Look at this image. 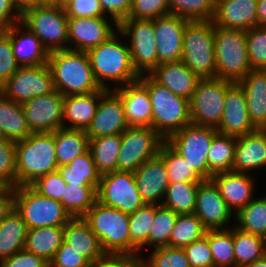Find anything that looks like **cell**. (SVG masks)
<instances>
[{"instance_id": "obj_36", "label": "cell", "mask_w": 266, "mask_h": 267, "mask_svg": "<svg viewBox=\"0 0 266 267\" xmlns=\"http://www.w3.org/2000/svg\"><path fill=\"white\" fill-rule=\"evenodd\" d=\"M57 171L68 184L79 186L92 185L96 190L98 188L101 175L96 169L89 149L82 155L74 158L67 165L59 166Z\"/></svg>"}, {"instance_id": "obj_34", "label": "cell", "mask_w": 266, "mask_h": 267, "mask_svg": "<svg viewBox=\"0 0 266 267\" xmlns=\"http://www.w3.org/2000/svg\"><path fill=\"white\" fill-rule=\"evenodd\" d=\"M63 238L64 226L28 229L24 249L50 263L62 245Z\"/></svg>"}, {"instance_id": "obj_27", "label": "cell", "mask_w": 266, "mask_h": 267, "mask_svg": "<svg viewBox=\"0 0 266 267\" xmlns=\"http://www.w3.org/2000/svg\"><path fill=\"white\" fill-rule=\"evenodd\" d=\"M258 0H226L215 6L212 22L225 29L249 30L257 26Z\"/></svg>"}, {"instance_id": "obj_20", "label": "cell", "mask_w": 266, "mask_h": 267, "mask_svg": "<svg viewBox=\"0 0 266 267\" xmlns=\"http://www.w3.org/2000/svg\"><path fill=\"white\" fill-rule=\"evenodd\" d=\"M106 18L68 17V43L74 45L69 49L87 52L111 37L118 27H112Z\"/></svg>"}, {"instance_id": "obj_10", "label": "cell", "mask_w": 266, "mask_h": 267, "mask_svg": "<svg viewBox=\"0 0 266 267\" xmlns=\"http://www.w3.org/2000/svg\"><path fill=\"white\" fill-rule=\"evenodd\" d=\"M216 133L215 128L190 123L170 135L165 142L188 161L203 180H208L207 155L212 138Z\"/></svg>"}, {"instance_id": "obj_52", "label": "cell", "mask_w": 266, "mask_h": 267, "mask_svg": "<svg viewBox=\"0 0 266 267\" xmlns=\"http://www.w3.org/2000/svg\"><path fill=\"white\" fill-rule=\"evenodd\" d=\"M170 14L168 0H132L127 18L156 19Z\"/></svg>"}, {"instance_id": "obj_37", "label": "cell", "mask_w": 266, "mask_h": 267, "mask_svg": "<svg viewBox=\"0 0 266 267\" xmlns=\"http://www.w3.org/2000/svg\"><path fill=\"white\" fill-rule=\"evenodd\" d=\"M122 143V134L89 139V150L100 175L117 171V159Z\"/></svg>"}, {"instance_id": "obj_63", "label": "cell", "mask_w": 266, "mask_h": 267, "mask_svg": "<svg viewBox=\"0 0 266 267\" xmlns=\"http://www.w3.org/2000/svg\"><path fill=\"white\" fill-rule=\"evenodd\" d=\"M14 7L20 15L31 8L40 6V0H13Z\"/></svg>"}, {"instance_id": "obj_4", "label": "cell", "mask_w": 266, "mask_h": 267, "mask_svg": "<svg viewBox=\"0 0 266 267\" xmlns=\"http://www.w3.org/2000/svg\"><path fill=\"white\" fill-rule=\"evenodd\" d=\"M148 90L152 105V128L165 140L191 123L189 100L177 96L148 74L138 79Z\"/></svg>"}, {"instance_id": "obj_46", "label": "cell", "mask_w": 266, "mask_h": 267, "mask_svg": "<svg viewBox=\"0 0 266 267\" xmlns=\"http://www.w3.org/2000/svg\"><path fill=\"white\" fill-rule=\"evenodd\" d=\"M158 155L163 159L169 183L203 181L182 156L174 151L166 142L159 150Z\"/></svg>"}, {"instance_id": "obj_18", "label": "cell", "mask_w": 266, "mask_h": 267, "mask_svg": "<svg viewBox=\"0 0 266 267\" xmlns=\"http://www.w3.org/2000/svg\"><path fill=\"white\" fill-rule=\"evenodd\" d=\"M113 88L100 97L95 116L86 130L89 139L122 134L129 127L121 97Z\"/></svg>"}, {"instance_id": "obj_55", "label": "cell", "mask_w": 266, "mask_h": 267, "mask_svg": "<svg viewBox=\"0 0 266 267\" xmlns=\"http://www.w3.org/2000/svg\"><path fill=\"white\" fill-rule=\"evenodd\" d=\"M10 38L4 34L0 38V87L19 69Z\"/></svg>"}, {"instance_id": "obj_45", "label": "cell", "mask_w": 266, "mask_h": 267, "mask_svg": "<svg viewBox=\"0 0 266 267\" xmlns=\"http://www.w3.org/2000/svg\"><path fill=\"white\" fill-rule=\"evenodd\" d=\"M209 247L214 267H236L233 243V227L230 229L207 230Z\"/></svg>"}, {"instance_id": "obj_50", "label": "cell", "mask_w": 266, "mask_h": 267, "mask_svg": "<svg viewBox=\"0 0 266 267\" xmlns=\"http://www.w3.org/2000/svg\"><path fill=\"white\" fill-rule=\"evenodd\" d=\"M143 267H190L183 248L158 247L144 260Z\"/></svg>"}, {"instance_id": "obj_44", "label": "cell", "mask_w": 266, "mask_h": 267, "mask_svg": "<svg viewBox=\"0 0 266 267\" xmlns=\"http://www.w3.org/2000/svg\"><path fill=\"white\" fill-rule=\"evenodd\" d=\"M207 229L194 213L178 214L171 231L169 247L183 248L205 236Z\"/></svg>"}, {"instance_id": "obj_19", "label": "cell", "mask_w": 266, "mask_h": 267, "mask_svg": "<svg viewBox=\"0 0 266 267\" xmlns=\"http://www.w3.org/2000/svg\"><path fill=\"white\" fill-rule=\"evenodd\" d=\"M188 22L189 20L174 14L153 19L157 43V66L162 63L181 61L183 35Z\"/></svg>"}, {"instance_id": "obj_69", "label": "cell", "mask_w": 266, "mask_h": 267, "mask_svg": "<svg viewBox=\"0 0 266 267\" xmlns=\"http://www.w3.org/2000/svg\"><path fill=\"white\" fill-rule=\"evenodd\" d=\"M226 0H213L214 5L216 6L218 3H221Z\"/></svg>"}, {"instance_id": "obj_23", "label": "cell", "mask_w": 266, "mask_h": 267, "mask_svg": "<svg viewBox=\"0 0 266 267\" xmlns=\"http://www.w3.org/2000/svg\"><path fill=\"white\" fill-rule=\"evenodd\" d=\"M114 90L121 97L129 127H152V105L148 90L139 80Z\"/></svg>"}, {"instance_id": "obj_48", "label": "cell", "mask_w": 266, "mask_h": 267, "mask_svg": "<svg viewBox=\"0 0 266 267\" xmlns=\"http://www.w3.org/2000/svg\"><path fill=\"white\" fill-rule=\"evenodd\" d=\"M170 14L189 21H212L215 13L213 0H168Z\"/></svg>"}, {"instance_id": "obj_14", "label": "cell", "mask_w": 266, "mask_h": 267, "mask_svg": "<svg viewBox=\"0 0 266 267\" xmlns=\"http://www.w3.org/2000/svg\"><path fill=\"white\" fill-rule=\"evenodd\" d=\"M96 194L98 202L126 214L134 213L145 204L132 172L114 171L101 175Z\"/></svg>"}, {"instance_id": "obj_70", "label": "cell", "mask_w": 266, "mask_h": 267, "mask_svg": "<svg viewBox=\"0 0 266 267\" xmlns=\"http://www.w3.org/2000/svg\"><path fill=\"white\" fill-rule=\"evenodd\" d=\"M2 139H4V138H3V136H2V134H1V132H0V140H2Z\"/></svg>"}, {"instance_id": "obj_57", "label": "cell", "mask_w": 266, "mask_h": 267, "mask_svg": "<svg viewBox=\"0 0 266 267\" xmlns=\"http://www.w3.org/2000/svg\"><path fill=\"white\" fill-rule=\"evenodd\" d=\"M142 257L139 254H105L89 262L88 267H143Z\"/></svg>"}, {"instance_id": "obj_49", "label": "cell", "mask_w": 266, "mask_h": 267, "mask_svg": "<svg viewBox=\"0 0 266 267\" xmlns=\"http://www.w3.org/2000/svg\"><path fill=\"white\" fill-rule=\"evenodd\" d=\"M246 41L251 68L266 70V26L247 30Z\"/></svg>"}, {"instance_id": "obj_40", "label": "cell", "mask_w": 266, "mask_h": 267, "mask_svg": "<svg viewBox=\"0 0 266 267\" xmlns=\"http://www.w3.org/2000/svg\"><path fill=\"white\" fill-rule=\"evenodd\" d=\"M200 182L169 183L161 205L177 214L194 213L196 193Z\"/></svg>"}, {"instance_id": "obj_62", "label": "cell", "mask_w": 266, "mask_h": 267, "mask_svg": "<svg viewBox=\"0 0 266 267\" xmlns=\"http://www.w3.org/2000/svg\"><path fill=\"white\" fill-rule=\"evenodd\" d=\"M14 208V189L0 186V221Z\"/></svg>"}, {"instance_id": "obj_1", "label": "cell", "mask_w": 266, "mask_h": 267, "mask_svg": "<svg viewBox=\"0 0 266 267\" xmlns=\"http://www.w3.org/2000/svg\"><path fill=\"white\" fill-rule=\"evenodd\" d=\"M117 32L86 52L97 83L107 90L111 88L108 81L115 82L117 88L140 78L133 67L129 47L119 40Z\"/></svg>"}, {"instance_id": "obj_29", "label": "cell", "mask_w": 266, "mask_h": 267, "mask_svg": "<svg viewBox=\"0 0 266 267\" xmlns=\"http://www.w3.org/2000/svg\"><path fill=\"white\" fill-rule=\"evenodd\" d=\"M238 84L244 90L251 122L257 129H266V70L251 69Z\"/></svg>"}, {"instance_id": "obj_67", "label": "cell", "mask_w": 266, "mask_h": 267, "mask_svg": "<svg viewBox=\"0 0 266 267\" xmlns=\"http://www.w3.org/2000/svg\"><path fill=\"white\" fill-rule=\"evenodd\" d=\"M73 0H59V7L65 8L69 3H71Z\"/></svg>"}, {"instance_id": "obj_7", "label": "cell", "mask_w": 266, "mask_h": 267, "mask_svg": "<svg viewBox=\"0 0 266 267\" xmlns=\"http://www.w3.org/2000/svg\"><path fill=\"white\" fill-rule=\"evenodd\" d=\"M216 78L238 83L252 69L246 31L215 26Z\"/></svg>"}, {"instance_id": "obj_39", "label": "cell", "mask_w": 266, "mask_h": 267, "mask_svg": "<svg viewBox=\"0 0 266 267\" xmlns=\"http://www.w3.org/2000/svg\"><path fill=\"white\" fill-rule=\"evenodd\" d=\"M236 267L253 263L266 255V239L233 227Z\"/></svg>"}, {"instance_id": "obj_56", "label": "cell", "mask_w": 266, "mask_h": 267, "mask_svg": "<svg viewBox=\"0 0 266 267\" xmlns=\"http://www.w3.org/2000/svg\"><path fill=\"white\" fill-rule=\"evenodd\" d=\"M89 261L64 241L49 263V267H88Z\"/></svg>"}, {"instance_id": "obj_12", "label": "cell", "mask_w": 266, "mask_h": 267, "mask_svg": "<svg viewBox=\"0 0 266 267\" xmlns=\"http://www.w3.org/2000/svg\"><path fill=\"white\" fill-rule=\"evenodd\" d=\"M120 37L130 38L128 45L134 69L139 75L157 67V43L153 19L126 18L118 24Z\"/></svg>"}, {"instance_id": "obj_5", "label": "cell", "mask_w": 266, "mask_h": 267, "mask_svg": "<svg viewBox=\"0 0 266 267\" xmlns=\"http://www.w3.org/2000/svg\"><path fill=\"white\" fill-rule=\"evenodd\" d=\"M212 21H189L183 35L181 61L200 79L216 78Z\"/></svg>"}, {"instance_id": "obj_13", "label": "cell", "mask_w": 266, "mask_h": 267, "mask_svg": "<svg viewBox=\"0 0 266 267\" xmlns=\"http://www.w3.org/2000/svg\"><path fill=\"white\" fill-rule=\"evenodd\" d=\"M164 142L152 127H128L122 133L117 171L134 173L146 160L158 155Z\"/></svg>"}, {"instance_id": "obj_53", "label": "cell", "mask_w": 266, "mask_h": 267, "mask_svg": "<svg viewBox=\"0 0 266 267\" xmlns=\"http://www.w3.org/2000/svg\"><path fill=\"white\" fill-rule=\"evenodd\" d=\"M66 184L60 173L54 171L37 178L30 186L45 197L61 201Z\"/></svg>"}, {"instance_id": "obj_33", "label": "cell", "mask_w": 266, "mask_h": 267, "mask_svg": "<svg viewBox=\"0 0 266 267\" xmlns=\"http://www.w3.org/2000/svg\"><path fill=\"white\" fill-rule=\"evenodd\" d=\"M0 132L4 139L23 140L32 132L21 104L8 99L0 92Z\"/></svg>"}, {"instance_id": "obj_17", "label": "cell", "mask_w": 266, "mask_h": 267, "mask_svg": "<svg viewBox=\"0 0 266 267\" xmlns=\"http://www.w3.org/2000/svg\"><path fill=\"white\" fill-rule=\"evenodd\" d=\"M194 214L207 230L231 228L227 224L235 215L211 179L201 181L198 186Z\"/></svg>"}, {"instance_id": "obj_26", "label": "cell", "mask_w": 266, "mask_h": 267, "mask_svg": "<svg viewBox=\"0 0 266 267\" xmlns=\"http://www.w3.org/2000/svg\"><path fill=\"white\" fill-rule=\"evenodd\" d=\"M263 167H266V129L238 137L232 171L248 174Z\"/></svg>"}, {"instance_id": "obj_68", "label": "cell", "mask_w": 266, "mask_h": 267, "mask_svg": "<svg viewBox=\"0 0 266 267\" xmlns=\"http://www.w3.org/2000/svg\"><path fill=\"white\" fill-rule=\"evenodd\" d=\"M7 27L0 24V38L6 33Z\"/></svg>"}, {"instance_id": "obj_22", "label": "cell", "mask_w": 266, "mask_h": 267, "mask_svg": "<svg viewBox=\"0 0 266 267\" xmlns=\"http://www.w3.org/2000/svg\"><path fill=\"white\" fill-rule=\"evenodd\" d=\"M134 177L143 202L145 204L161 205L169 185L163 159L157 155L146 160L134 172Z\"/></svg>"}, {"instance_id": "obj_35", "label": "cell", "mask_w": 266, "mask_h": 267, "mask_svg": "<svg viewBox=\"0 0 266 267\" xmlns=\"http://www.w3.org/2000/svg\"><path fill=\"white\" fill-rule=\"evenodd\" d=\"M54 142L58 167L67 165L89 149V138L82 129H58L54 131Z\"/></svg>"}, {"instance_id": "obj_15", "label": "cell", "mask_w": 266, "mask_h": 267, "mask_svg": "<svg viewBox=\"0 0 266 267\" xmlns=\"http://www.w3.org/2000/svg\"><path fill=\"white\" fill-rule=\"evenodd\" d=\"M53 91L55 87L48 64L20 66L0 87V92L5 97L19 104Z\"/></svg>"}, {"instance_id": "obj_59", "label": "cell", "mask_w": 266, "mask_h": 267, "mask_svg": "<svg viewBox=\"0 0 266 267\" xmlns=\"http://www.w3.org/2000/svg\"><path fill=\"white\" fill-rule=\"evenodd\" d=\"M0 267H49V263L24 249L4 259Z\"/></svg>"}, {"instance_id": "obj_31", "label": "cell", "mask_w": 266, "mask_h": 267, "mask_svg": "<svg viewBox=\"0 0 266 267\" xmlns=\"http://www.w3.org/2000/svg\"><path fill=\"white\" fill-rule=\"evenodd\" d=\"M63 241L80 252L89 262L102 258V250L97 236L83 218H72L64 226Z\"/></svg>"}, {"instance_id": "obj_66", "label": "cell", "mask_w": 266, "mask_h": 267, "mask_svg": "<svg viewBox=\"0 0 266 267\" xmlns=\"http://www.w3.org/2000/svg\"><path fill=\"white\" fill-rule=\"evenodd\" d=\"M40 5H57V6H59V0H40Z\"/></svg>"}, {"instance_id": "obj_2", "label": "cell", "mask_w": 266, "mask_h": 267, "mask_svg": "<svg viewBox=\"0 0 266 267\" xmlns=\"http://www.w3.org/2000/svg\"><path fill=\"white\" fill-rule=\"evenodd\" d=\"M47 64L55 90L63 96L85 95L102 89L94 77L86 52L55 51L49 53Z\"/></svg>"}, {"instance_id": "obj_60", "label": "cell", "mask_w": 266, "mask_h": 267, "mask_svg": "<svg viewBox=\"0 0 266 267\" xmlns=\"http://www.w3.org/2000/svg\"><path fill=\"white\" fill-rule=\"evenodd\" d=\"M102 12L108 13L113 21V25L118 24L126 19L132 7V0H99Z\"/></svg>"}, {"instance_id": "obj_64", "label": "cell", "mask_w": 266, "mask_h": 267, "mask_svg": "<svg viewBox=\"0 0 266 267\" xmlns=\"http://www.w3.org/2000/svg\"><path fill=\"white\" fill-rule=\"evenodd\" d=\"M257 26H266V0L257 1Z\"/></svg>"}, {"instance_id": "obj_6", "label": "cell", "mask_w": 266, "mask_h": 267, "mask_svg": "<svg viewBox=\"0 0 266 267\" xmlns=\"http://www.w3.org/2000/svg\"><path fill=\"white\" fill-rule=\"evenodd\" d=\"M83 219L106 254H130L129 214L96 200Z\"/></svg>"}, {"instance_id": "obj_25", "label": "cell", "mask_w": 266, "mask_h": 267, "mask_svg": "<svg viewBox=\"0 0 266 267\" xmlns=\"http://www.w3.org/2000/svg\"><path fill=\"white\" fill-rule=\"evenodd\" d=\"M228 207L236 214L254 199V179L250 174L228 171L211 177Z\"/></svg>"}, {"instance_id": "obj_47", "label": "cell", "mask_w": 266, "mask_h": 267, "mask_svg": "<svg viewBox=\"0 0 266 267\" xmlns=\"http://www.w3.org/2000/svg\"><path fill=\"white\" fill-rule=\"evenodd\" d=\"M178 214L162 205H156V211L150 228L148 241L144 244L153 248L169 247L171 231L176 224Z\"/></svg>"}, {"instance_id": "obj_11", "label": "cell", "mask_w": 266, "mask_h": 267, "mask_svg": "<svg viewBox=\"0 0 266 267\" xmlns=\"http://www.w3.org/2000/svg\"><path fill=\"white\" fill-rule=\"evenodd\" d=\"M233 84L218 78L201 79L189 99L191 123L216 129L223 115L226 92Z\"/></svg>"}, {"instance_id": "obj_21", "label": "cell", "mask_w": 266, "mask_h": 267, "mask_svg": "<svg viewBox=\"0 0 266 267\" xmlns=\"http://www.w3.org/2000/svg\"><path fill=\"white\" fill-rule=\"evenodd\" d=\"M216 130L236 138L257 130L248 113L244 90L238 83H234L226 92L223 115Z\"/></svg>"}, {"instance_id": "obj_3", "label": "cell", "mask_w": 266, "mask_h": 267, "mask_svg": "<svg viewBox=\"0 0 266 267\" xmlns=\"http://www.w3.org/2000/svg\"><path fill=\"white\" fill-rule=\"evenodd\" d=\"M54 132L31 133L16 141V187L57 171Z\"/></svg>"}, {"instance_id": "obj_51", "label": "cell", "mask_w": 266, "mask_h": 267, "mask_svg": "<svg viewBox=\"0 0 266 267\" xmlns=\"http://www.w3.org/2000/svg\"><path fill=\"white\" fill-rule=\"evenodd\" d=\"M0 186L16 187V142L0 140Z\"/></svg>"}, {"instance_id": "obj_30", "label": "cell", "mask_w": 266, "mask_h": 267, "mask_svg": "<svg viewBox=\"0 0 266 267\" xmlns=\"http://www.w3.org/2000/svg\"><path fill=\"white\" fill-rule=\"evenodd\" d=\"M106 90L102 88L90 94L65 96L63 127L87 130L95 116L100 97ZM65 123H70V125L67 126Z\"/></svg>"}, {"instance_id": "obj_8", "label": "cell", "mask_w": 266, "mask_h": 267, "mask_svg": "<svg viewBox=\"0 0 266 267\" xmlns=\"http://www.w3.org/2000/svg\"><path fill=\"white\" fill-rule=\"evenodd\" d=\"M14 208L28 229L65 226L72 219L60 201L39 194L30 185L14 188Z\"/></svg>"}, {"instance_id": "obj_38", "label": "cell", "mask_w": 266, "mask_h": 267, "mask_svg": "<svg viewBox=\"0 0 266 267\" xmlns=\"http://www.w3.org/2000/svg\"><path fill=\"white\" fill-rule=\"evenodd\" d=\"M237 138L216 133L209 147V179L215 174L232 171Z\"/></svg>"}, {"instance_id": "obj_24", "label": "cell", "mask_w": 266, "mask_h": 267, "mask_svg": "<svg viewBox=\"0 0 266 267\" xmlns=\"http://www.w3.org/2000/svg\"><path fill=\"white\" fill-rule=\"evenodd\" d=\"M5 34L10 38L14 57L20 66L47 64L48 51L36 35L21 22L8 27Z\"/></svg>"}, {"instance_id": "obj_16", "label": "cell", "mask_w": 266, "mask_h": 267, "mask_svg": "<svg viewBox=\"0 0 266 267\" xmlns=\"http://www.w3.org/2000/svg\"><path fill=\"white\" fill-rule=\"evenodd\" d=\"M64 98L55 90L21 104L32 133L54 132L63 128Z\"/></svg>"}, {"instance_id": "obj_61", "label": "cell", "mask_w": 266, "mask_h": 267, "mask_svg": "<svg viewBox=\"0 0 266 267\" xmlns=\"http://www.w3.org/2000/svg\"><path fill=\"white\" fill-rule=\"evenodd\" d=\"M20 20L21 15L14 7L13 0H0V24L8 28Z\"/></svg>"}, {"instance_id": "obj_43", "label": "cell", "mask_w": 266, "mask_h": 267, "mask_svg": "<svg viewBox=\"0 0 266 267\" xmlns=\"http://www.w3.org/2000/svg\"><path fill=\"white\" fill-rule=\"evenodd\" d=\"M239 229L266 239V198H255L234 216Z\"/></svg>"}, {"instance_id": "obj_28", "label": "cell", "mask_w": 266, "mask_h": 267, "mask_svg": "<svg viewBox=\"0 0 266 267\" xmlns=\"http://www.w3.org/2000/svg\"><path fill=\"white\" fill-rule=\"evenodd\" d=\"M148 75L177 96L188 100L201 80L182 61L159 64Z\"/></svg>"}, {"instance_id": "obj_9", "label": "cell", "mask_w": 266, "mask_h": 267, "mask_svg": "<svg viewBox=\"0 0 266 267\" xmlns=\"http://www.w3.org/2000/svg\"><path fill=\"white\" fill-rule=\"evenodd\" d=\"M20 22L36 35L48 53L69 49L65 8L40 5L24 12Z\"/></svg>"}, {"instance_id": "obj_32", "label": "cell", "mask_w": 266, "mask_h": 267, "mask_svg": "<svg viewBox=\"0 0 266 267\" xmlns=\"http://www.w3.org/2000/svg\"><path fill=\"white\" fill-rule=\"evenodd\" d=\"M27 231L26 223L15 208L0 221V263L24 250Z\"/></svg>"}, {"instance_id": "obj_54", "label": "cell", "mask_w": 266, "mask_h": 267, "mask_svg": "<svg viewBox=\"0 0 266 267\" xmlns=\"http://www.w3.org/2000/svg\"><path fill=\"white\" fill-rule=\"evenodd\" d=\"M183 249L190 267H214L213 257L206 236L193 241L191 244L183 247Z\"/></svg>"}, {"instance_id": "obj_65", "label": "cell", "mask_w": 266, "mask_h": 267, "mask_svg": "<svg viewBox=\"0 0 266 267\" xmlns=\"http://www.w3.org/2000/svg\"><path fill=\"white\" fill-rule=\"evenodd\" d=\"M242 267H266V255L262 259L257 260L253 263L244 265Z\"/></svg>"}, {"instance_id": "obj_58", "label": "cell", "mask_w": 266, "mask_h": 267, "mask_svg": "<svg viewBox=\"0 0 266 267\" xmlns=\"http://www.w3.org/2000/svg\"><path fill=\"white\" fill-rule=\"evenodd\" d=\"M68 17H102L99 0H73L65 7Z\"/></svg>"}, {"instance_id": "obj_41", "label": "cell", "mask_w": 266, "mask_h": 267, "mask_svg": "<svg viewBox=\"0 0 266 267\" xmlns=\"http://www.w3.org/2000/svg\"><path fill=\"white\" fill-rule=\"evenodd\" d=\"M155 211V204H144L129 214L130 254H141L140 250L145 249L144 244L148 241Z\"/></svg>"}, {"instance_id": "obj_42", "label": "cell", "mask_w": 266, "mask_h": 267, "mask_svg": "<svg viewBox=\"0 0 266 267\" xmlns=\"http://www.w3.org/2000/svg\"><path fill=\"white\" fill-rule=\"evenodd\" d=\"M96 200V189L92 185L67 183L60 202L71 218H83Z\"/></svg>"}]
</instances>
